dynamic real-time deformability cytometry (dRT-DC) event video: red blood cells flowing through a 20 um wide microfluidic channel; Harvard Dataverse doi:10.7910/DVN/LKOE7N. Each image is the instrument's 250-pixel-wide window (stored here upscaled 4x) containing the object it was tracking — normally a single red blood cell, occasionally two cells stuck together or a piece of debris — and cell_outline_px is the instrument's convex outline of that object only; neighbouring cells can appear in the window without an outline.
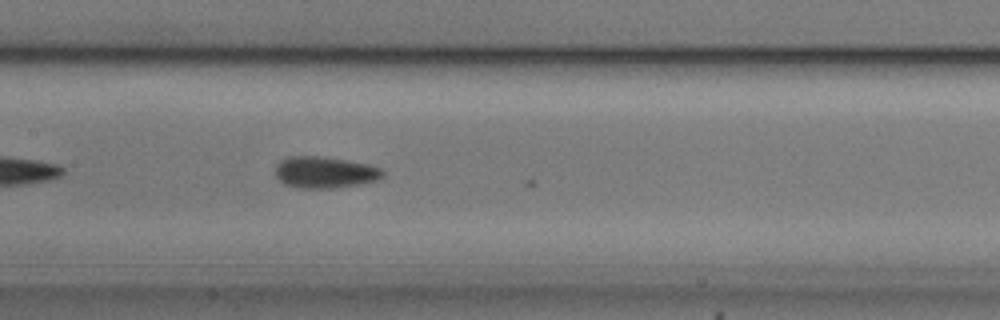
{"species": "common noctule bat (a hibernating species)", "species_latin": "Nyctalus noctula", "temperature_condition": "cold", "stored_images_in_passage": 16, "camera_frame_rate_fps": 3000, "um_per_image_px": 0.085, "animal": {"sex": "male", "body_mass_g": 20.5, "forearm_length_mm": 52.5}, "frame": {"image": 1, "passage_image": 12, "time_ms": 3.667, "image_size_px": [1000, 320], "cell_outline_px": [[384, 176], [380, 180], [360, 184], [332, 188], [296, 188], [284, 184], [276, 176], [276, 168], [280, 160], [292, 156], [316, 156], [344, 160], [368, 164], [380, 168], [384, 172]], "centroid_in_image_um": [27.63, 14.66], "position_along_channel_um": 179.8, "area_um2": 19.65}}